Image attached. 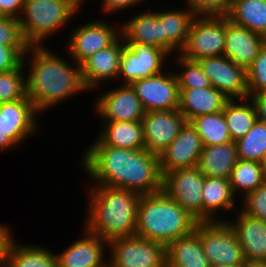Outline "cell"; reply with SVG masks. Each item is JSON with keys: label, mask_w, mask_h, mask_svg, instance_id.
<instances>
[{"label": "cell", "mask_w": 266, "mask_h": 267, "mask_svg": "<svg viewBox=\"0 0 266 267\" xmlns=\"http://www.w3.org/2000/svg\"><path fill=\"white\" fill-rule=\"evenodd\" d=\"M91 144L78 163L87 178L93 179L92 185L127 189L140 195L163 190L158 155L146 149L106 146L96 137Z\"/></svg>", "instance_id": "6da1fadb"}, {"label": "cell", "mask_w": 266, "mask_h": 267, "mask_svg": "<svg viewBox=\"0 0 266 267\" xmlns=\"http://www.w3.org/2000/svg\"><path fill=\"white\" fill-rule=\"evenodd\" d=\"M49 47L31 46L23 56V66L28 68L25 69L27 96L40 116L73 96L88 93L80 65L70 57L71 63L66 61Z\"/></svg>", "instance_id": "7a4b0ae2"}, {"label": "cell", "mask_w": 266, "mask_h": 267, "mask_svg": "<svg viewBox=\"0 0 266 267\" xmlns=\"http://www.w3.org/2000/svg\"><path fill=\"white\" fill-rule=\"evenodd\" d=\"M90 186L83 227L108 242L135 236L141 195L122 188Z\"/></svg>", "instance_id": "3957f363"}, {"label": "cell", "mask_w": 266, "mask_h": 267, "mask_svg": "<svg viewBox=\"0 0 266 267\" xmlns=\"http://www.w3.org/2000/svg\"><path fill=\"white\" fill-rule=\"evenodd\" d=\"M198 222L162 190L140 196L135 236L167 246L191 234Z\"/></svg>", "instance_id": "277c9868"}, {"label": "cell", "mask_w": 266, "mask_h": 267, "mask_svg": "<svg viewBox=\"0 0 266 267\" xmlns=\"http://www.w3.org/2000/svg\"><path fill=\"white\" fill-rule=\"evenodd\" d=\"M86 1L24 0L18 20L25 42L30 47L46 46V40L64 29L66 24L70 25L68 23L75 19Z\"/></svg>", "instance_id": "5b68a950"}, {"label": "cell", "mask_w": 266, "mask_h": 267, "mask_svg": "<svg viewBox=\"0 0 266 267\" xmlns=\"http://www.w3.org/2000/svg\"><path fill=\"white\" fill-rule=\"evenodd\" d=\"M226 28V15H197L180 55L192 61L224 55Z\"/></svg>", "instance_id": "8992f818"}, {"label": "cell", "mask_w": 266, "mask_h": 267, "mask_svg": "<svg viewBox=\"0 0 266 267\" xmlns=\"http://www.w3.org/2000/svg\"><path fill=\"white\" fill-rule=\"evenodd\" d=\"M201 243L210 264L231 267L247 265L234 230L226 221L198 222Z\"/></svg>", "instance_id": "52a82bcc"}, {"label": "cell", "mask_w": 266, "mask_h": 267, "mask_svg": "<svg viewBox=\"0 0 266 267\" xmlns=\"http://www.w3.org/2000/svg\"><path fill=\"white\" fill-rule=\"evenodd\" d=\"M108 267H166V246L138 236L109 242Z\"/></svg>", "instance_id": "ba28073f"}, {"label": "cell", "mask_w": 266, "mask_h": 267, "mask_svg": "<svg viewBox=\"0 0 266 267\" xmlns=\"http://www.w3.org/2000/svg\"><path fill=\"white\" fill-rule=\"evenodd\" d=\"M109 23L98 18L74 27L65 41L66 55L81 65L93 54L112 45L121 36L120 26Z\"/></svg>", "instance_id": "9c48e42d"}, {"label": "cell", "mask_w": 266, "mask_h": 267, "mask_svg": "<svg viewBox=\"0 0 266 267\" xmlns=\"http://www.w3.org/2000/svg\"><path fill=\"white\" fill-rule=\"evenodd\" d=\"M170 57L162 48L146 44L125 43L117 79L119 83L122 82L121 85H131L139 79L162 73L166 70L165 66Z\"/></svg>", "instance_id": "30bf717a"}, {"label": "cell", "mask_w": 266, "mask_h": 267, "mask_svg": "<svg viewBox=\"0 0 266 267\" xmlns=\"http://www.w3.org/2000/svg\"><path fill=\"white\" fill-rule=\"evenodd\" d=\"M204 178L197 166L172 170L163 176V191L199 222Z\"/></svg>", "instance_id": "8fae6325"}, {"label": "cell", "mask_w": 266, "mask_h": 267, "mask_svg": "<svg viewBox=\"0 0 266 267\" xmlns=\"http://www.w3.org/2000/svg\"><path fill=\"white\" fill-rule=\"evenodd\" d=\"M168 69L131 84L145 112L179 109L178 82L173 68Z\"/></svg>", "instance_id": "7c38bea8"}, {"label": "cell", "mask_w": 266, "mask_h": 267, "mask_svg": "<svg viewBox=\"0 0 266 267\" xmlns=\"http://www.w3.org/2000/svg\"><path fill=\"white\" fill-rule=\"evenodd\" d=\"M96 99L95 115L98 114L102 122H138L144 117L145 111L131 85L118 84L116 88L100 92Z\"/></svg>", "instance_id": "4fadbf2b"}, {"label": "cell", "mask_w": 266, "mask_h": 267, "mask_svg": "<svg viewBox=\"0 0 266 267\" xmlns=\"http://www.w3.org/2000/svg\"><path fill=\"white\" fill-rule=\"evenodd\" d=\"M209 78L211 86L229 99H245L249 96L246 69L224 55L206 57L197 61Z\"/></svg>", "instance_id": "5bb4252c"}, {"label": "cell", "mask_w": 266, "mask_h": 267, "mask_svg": "<svg viewBox=\"0 0 266 267\" xmlns=\"http://www.w3.org/2000/svg\"><path fill=\"white\" fill-rule=\"evenodd\" d=\"M141 122L145 149L159 155L178 136L187 121L178 109H174L145 112Z\"/></svg>", "instance_id": "9a60e30c"}, {"label": "cell", "mask_w": 266, "mask_h": 267, "mask_svg": "<svg viewBox=\"0 0 266 267\" xmlns=\"http://www.w3.org/2000/svg\"><path fill=\"white\" fill-rule=\"evenodd\" d=\"M39 113L32 101L26 99L0 103V131L18 146L40 131ZM39 119V120H38Z\"/></svg>", "instance_id": "2e32d148"}, {"label": "cell", "mask_w": 266, "mask_h": 267, "mask_svg": "<svg viewBox=\"0 0 266 267\" xmlns=\"http://www.w3.org/2000/svg\"><path fill=\"white\" fill-rule=\"evenodd\" d=\"M202 149L196 129L186 122L178 136L158 155L162 176L172 170L197 166Z\"/></svg>", "instance_id": "e0dca14e"}, {"label": "cell", "mask_w": 266, "mask_h": 267, "mask_svg": "<svg viewBox=\"0 0 266 267\" xmlns=\"http://www.w3.org/2000/svg\"><path fill=\"white\" fill-rule=\"evenodd\" d=\"M124 46L120 36L112 45L93 54L80 65L82 81L89 92L98 89L99 85L102 87L107 81L117 80Z\"/></svg>", "instance_id": "ac0fdd59"}, {"label": "cell", "mask_w": 266, "mask_h": 267, "mask_svg": "<svg viewBox=\"0 0 266 267\" xmlns=\"http://www.w3.org/2000/svg\"><path fill=\"white\" fill-rule=\"evenodd\" d=\"M82 229L81 239L74 240L62 252L56 253L59 264L62 267H108L109 242Z\"/></svg>", "instance_id": "d6986e66"}, {"label": "cell", "mask_w": 266, "mask_h": 267, "mask_svg": "<svg viewBox=\"0 0 266 267\" xmlns=\"http://www.w3.org/2000/svg\"><path fill=\"white\" fill-rule=\"evenodd\" d=\"M234 215V220L226 222L237 236L246 263L261 264L266 259V221L252 218L240 209Z\"/></svg>", "instance_id": "ffe728a7"}, {"label": "cell", "mask_w": 266, "mask_h": 267, "mask_svg": "<svg viewBox=\"0 0 266 267\" xmlns=\"http://www.w3.org/2000/svg\"><path fill=\"white\" fill-rule=\"evenodd\" d=\"M265 43L266 38L262 35L236 25L227 18L224 56L237 65L247 70Z\"/></svg>", "instance_id": "44dd1931"}, {"label": "cell", "mask_w": 266, "mask_h": 267, "mask_svg": "<svg viewBox=\"0 0 266 267\" xmlns=\"http://www.w3.org/2000/svg\"><path fill=\"white\" fill-rule=\"evenodd\" d=\"M237 205H239V200L232 192L229 179L204 178L202 187V222L226 221L227 218H221L220 213H225L226 215V212H233V210L236 212L234 208L239 209Z\"/></svg>", "instance_id": "7402d4cb"}, {"label": "cell", "mask_w": 266, "mask_h": 267, "mask_svg": "<svg viewBox=\"0 0 266 267\" xmlns=\"http://www.w3.org/2000/svg\"><path fill=\"white\" fill-rule=\"evenodd\" d=\"M184 5L186 8L181 10L161 9L162 49L170 56L180 54L183 50L193 19L197 16L188 4Z\"/></svg>", "instance_id": "603a6c76"}, {"label": "cell", "mask_w": 266, "mask_h": 267, "mask_svg": "<svg viewBox=\"0 0 266 267\" xmlns=\"http://www.w3.org/2000/svg\"><path fill=\"white\" fill-rule=\"evenodd\" d=\"M179 111L187 122L206 114L223 111L230 100L224 93L214 87L179 89Z\"/></svg>", "instance_id": "cb8c5ba5"}, {"label": "cell", "mask_w": 266, "mask_h": 267, "mask_svg": "<svg viewBox=\"0 0 266 267\" xmlns=\"http://www.w3.org/2000/svg\"><path fill=\"white\" fill-rule=\"evenodd\" d=\"M120 34L124 43H138L162 48L161 9L151 10L132 16L120 24Z\"/></svg>", "instance_id": "d4e9b609"}, {"label": "cell", "mask_w": 266, "mask_h": 267, "mask_svg": "<svg viewBox=\"0 0 266 267\" xmlns=\"http://www.w3.org/2000/svg\"><path fill=\"white\" fill-rule=\"evenodd\" d=\"M201 243V230H195L166 246V267H210Z\"/></svg>", "instance_id": "484cf974"}, {"label": "cell", "mask_w": 266, "mask_h": 267, "mask_svg": "<svg viewBox=\"0 0 266 267\" xmlns=\"http://www.w3.org/2000/svg\"><path fill=\"white\" fill-rule=\"evenodd\" d=\"M97 139L106 146L126 149H145L142 122H100Z\"/></svg>", "instance_id": "4316f807"}, {"label": "cell", "mask_w": 266, "mask_h": 267, "mask_svg": "<svg viewBox=\"0 0 266 267\" xmlns=\"http://www.w3.org/2000/svg\"><path fill=\"white\" fill-rule=\"evenodd\" d=\"M238 153L235 142L203 146L197 167L204 177L229 179L236 165Z\"/></svg>", "instance_id": "83f0119b"}, {"label": "cell", "mask_w": 266, "mask_h": 267, "mask_svg": "<svg viewBox=\"0 0 266 267\" xmlns=\"http://www.w3.org/2000/svg\"><path fill=\"white\" fill-rule=\"evenodd\" d=\"M226 17L266 38V0H232Z\"/></svg>", "instance_id": "f1b7e54d"}, {"label": "cell", "mask_w": 266, "mask_h": 267, "mask_svg": "<svg viewBox=\"0 0 266 267\" xmlns=\"http://www.w3.org/2000/svg\"><path fill=\"white\" fill-rule=\"evenodd\" d=\"M56 261V253L49 247L24 245L15 238L10 244L4 267H52Z\"/></svg>", "instance_id": "f546056e"}, {"label": "cell", "mask_w": 266, "mask_h": 267, "mask_svg": "<svg viewBox=\"0 0 266 267\" xmlns=\"http://www.w3.org/2000/svg\"><path fill=\"white\" fill-rule=\"evenodd\" d=\"M223 114L233 142L245 136L257 121L254 105L249 98L230 99Z\"/></svg>", "instance_id": "4dcf8cb0"}, {"label": "cell", "mask_w": 266, "mask_h": 267, "mask_svg": "<svg viewBox=\"0 0 266 267\" xmlns=\"http://www.w3.org/2000/svg\"><path fill=\"white\" fill-rule=\"evenodd\" d=\"M265 181L261 162L238 160L234 166L229 183L235 197L243 199Z\"/></svg>", "instance_id": "1f68e13d"}, {"label": "cell", "mask_w": 266, "mask_h": 267, "mask_svg": "<svg viewBox=\"0 0 266 267\" xmlns=\"http://www.w3.org/2000/svg\"><path fill=\"white\" fill-rule=\"evenodd\" d=\"M190 123L200 136L203 146L219 145L232 141L223 111L198 116Z\"/></svg>", "instance_id": "d6a6232c"}, {"label": "cell", "mask_w": 266, "mask_h": 267, "mask_svg": "<svg viewBox=\"0 0 266 267\" xmlns=\"http://www.w3.org/2000/svg\"><path fill=\"white\" fill-rule=\"evenodd\" d=\"M235 145L240 160L262 162L266 157V122L257 120Z\"/></svg>", "instance_id": "836d02e7"}, {"label": "cell", "mask_w": 266, "mask_h": 267, "mask_svg": "<svg viewBox=\"0 0 266 267\" xmlns=\"http://www.w3.org/2000/svg\"><path fill=\"white\" fill-rule=\"evenodd\" d=\"M172 61L179 69L173 72L176 76L179 89L208 88L211 87L209 78L204 74L202 67L197 61L184 58L182 55H174ZM181 70V71H180Z\"/></svg>", "instance_id": "e575fe53"}, {"label": "cell", "mask_w": 266, "mask_h": 267, "mask_svg": "<svg viewBox=\"0 0 266 267\" xmlns=\"http://www.w3.org/2000/svg\"><path fill=\"white\" fill-rule=\"evenodd\" d=\"M24 69L22 63L13 70L0 72V103L12 102L28 97Z\"/></svg>", "instance_id": "d590c367"}, {"label": "cell", "mask_w": 266, "mask_h": 267, "mask_svg": "<svg viewBox=\"0 0 266 267\" xmlns=\"http://www.w3.org/2000/svg\"><path fill=\"white\" fill-rule=\"evenodd\" d=\"M249 94L266 91V43L259 51L257 58L246 70Z\"/></svg>", "instance_id": "8d00e7d4"}, {"label": "cell", "mask_w": 266, "mask_h": 267, "mask_svg": "<svg viewBox=\"0 0 266 267\" xmlns=\"http://www.w3.org/2000/svg\"><path fill=\"white\" fill-rule=\"evenodd\" d=\"M241 200V201H240ZM244 214L262 221H266V180L253 192L247 194L243 199L239 198Z\"/></svg>", "instance_id": "74e56055"}, {"label": "cell", "mask_w": 266, "mask_h": 267, "mask_svg": "<svg viewBox=\"0 0 266 267\" xmlns=\"http://www.w3.org/2000/svg\"><path fill=\"white\" fill-rule=\"evenodd\" d=\"M0 45L29 46L23 38L18 19L0 16Z\"/></svg>", "instance_id": "f35d334b"}, {"label": "cell", "mask_w": 266, "mask_h": 267, "mask_svg": "<svg viewBox=\"0 0 266 267\" xmlns=\"http://www.w3.org/2000/svg\"><path fill=\"white\" fill-rule=\"evenodd\" d=\"M197 15H226L232 0H184Z\"/></svg>", "instance_id": "ab89813d"}, {"label": "cell", "mask_w": 266, "mask_h": 267, "mask_svg": "<svg viewBox=\"0 0 266 267\" xmlns=\"http://www.w3.org/2000/svg\"><path fill=\"white\" fill-rule=\"evenodd\" d=\"M30 46L0 45V72H7L23 63V56Z\"/></svg>", "instance_id": "60d3db41"}, {"label": "cell", "mask_w": 266, "mask_h": 267, "mask_svg": "<svg viewBox=\"0 0 266 267\" xmlns=\"http://www.w3.org/2000/svg\"><path fill=\"white\" fill-rule=\"evenodd\" d=\"M102 1L100 5L101 8V12L104 13L106 16L108 14H112V13H117L118 11H126V9H131L133 7H137V5L139 6L140 3H144L145 0H100ZM131 7V8H130Z\"/></svg>", "instance_id": "b9f144b4"}, {"label": "cell", "mask_w": 266, "mask_h": 267, "mask_svg": "<svg viewBox=\"0 0 266 267\" xmlns=\"http://www.w3.org/2000/svg\"><path fill=\"white\" fill-rule=\"evenodd\" d=\"M13 236L15 237L10 225L0 222V267H4L6 264L10 244L15 239Z\"/></svg>", "instance_id": "7bdbcfd3"}, {"label": "cell", "mask_w": 266, "mask_h": 267, "mask_svg": "<svg viewBox=\"0 0 266 267\" xmlns=\"http://www.w3.org/2000/svg\"><path fill=\"white\" fill-rule=\"evenodd\" d=\"M24 0H0V16L19 19Z\"/></svg>", "instance_id": "ee69618b"}, {"label": "cell", "mask_w": 266, "mask_h": 267, "mask_svg": "<svg viewBox=\"0 0 266 267\" xmlns=\"http://www.w3.org/2000/svg\"><path fill=\"white\" fill-rule=\"evenodd\" d=\"M248 98L254 105L257 120L266 122V91L259 94H249Z\"/></svg>", "instance_id": "f6af8a7d"}, {"label": "cell", "mask_w": 266, "mask_h": 267, "mask_svg": "<svg viewBox=\"0 0 266 267\" xmlns=\"http://www.w3.org/2000/svg\"><path fill=\"white\" fill-rule=\"evenodd\" d=\"M16 146L18 145L9 137L6 135V133L0 131V152H5L8 150H13V148L16 149Z\"/></svg>", "instance_id": "bcb514c9"}, {"label": "cell", "mask_w": 266, "mask_h": 267, "mask_svg": "<svg viewBox=\"0 0 266 267\" xmlns=\"http://www.w3.org/2000/svg\"><path fill=\"white\" fill-rule=\"evenodd\" d=\"M262 163V168H263V172H264V178L266 180V157L263 159Z\"/></svg>", "instance_id": "7dc6e473"}, {"label": "cell", "mask_w": 266, "mask_h": 267, "mask_svg": "<svg viewBox=\"0 0 266 267\" xmlns=\"http://www.w3.org/2000/svg\"><path fill=\"white\" fill-rule=\"evenodd\" d=\"M245 267H262L261 264H247Z\"/></svg>", "instance_id": "c3c4849f"}, {"label": "cell", "mask_w": 266, "mask_h": 267, "mask_svg": "<svg viewBox=\"0 0 266 267\" xmlns=\"http://www.w3.org/2000/svg\"><path fill=\"white\" fill-rule=\"evenodd\" d=\"M210 267H231V266H225V265H213V264H211Z\"/></svg>", "instance_id": "681fc988"}, {"label": "cell", "mask_w": 266, "mask_h": 267, "mask_svg": "<svg viewBox=\"0 0 266 267\" xmlns=\"http://www.w3.org/2000/svg\"><path fill=\"white\" fill-rule=\"evenodd\" d=\"M52 267H62L60 264H59V262L58 261H56L54 264H53V266Z\"/></svg>", "instance_id": "f907efd6"}, {"label": "cell", "mask_w": 266, "mask_h": 267, "mask_svg": "<svg viewBox=\"0 0 266 267\" xmlns=\"http://www.w3.org/2000/svg\"><path fill=\"white\" fill-rule=\"evenodd\" d=\"M262 267H266V259L261 263Z\"/></svg>", "instance_id": "816d5d0a"}]
</instances>
